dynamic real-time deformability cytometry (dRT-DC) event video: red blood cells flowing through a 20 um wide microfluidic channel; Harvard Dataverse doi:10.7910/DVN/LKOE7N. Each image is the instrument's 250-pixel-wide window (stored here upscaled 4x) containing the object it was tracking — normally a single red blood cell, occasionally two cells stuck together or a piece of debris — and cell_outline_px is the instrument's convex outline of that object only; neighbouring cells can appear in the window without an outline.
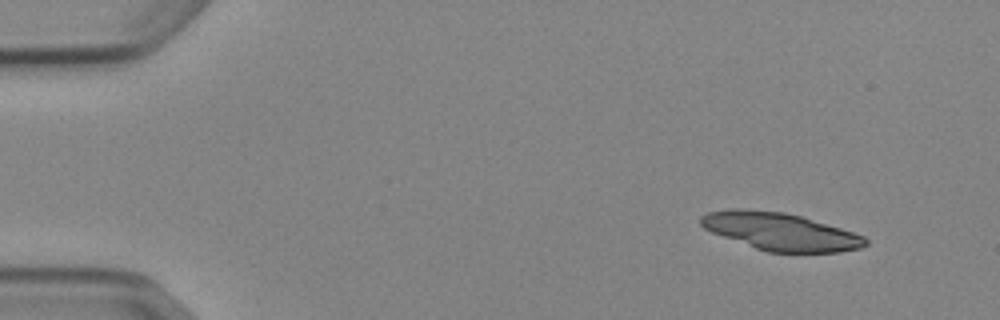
{"species": "Egyptian fruit bat (a non-hibernating species)", "species_latin": "Rousettus aegyptiacus", "temperature_condition": "cold", "stored_images_in_passage": 18, "camera_frame_rate_fps": 3000, "um_per_image_px": 0.085, "animal": {"sex": "female"}, "frame": {"image": 1, "passage_image": 1, "time_ms": 0.0, "image_size_px": [1000, 320], "cell_outline_px": [[868, 244], [860, 248], [840, 252], [768, 252], [756, 248], [712, 232], [704, 228], [700, 224], [700, 216], [708, 212], [732, 208], [740, 208], [784, 212], [800, 216], [840, 228], [864, 236], [868, 240]], "centroid_in_image_um": [66.32, 19.67], "position_along_channel_um": 18.7, "area_um2": 35.66}}